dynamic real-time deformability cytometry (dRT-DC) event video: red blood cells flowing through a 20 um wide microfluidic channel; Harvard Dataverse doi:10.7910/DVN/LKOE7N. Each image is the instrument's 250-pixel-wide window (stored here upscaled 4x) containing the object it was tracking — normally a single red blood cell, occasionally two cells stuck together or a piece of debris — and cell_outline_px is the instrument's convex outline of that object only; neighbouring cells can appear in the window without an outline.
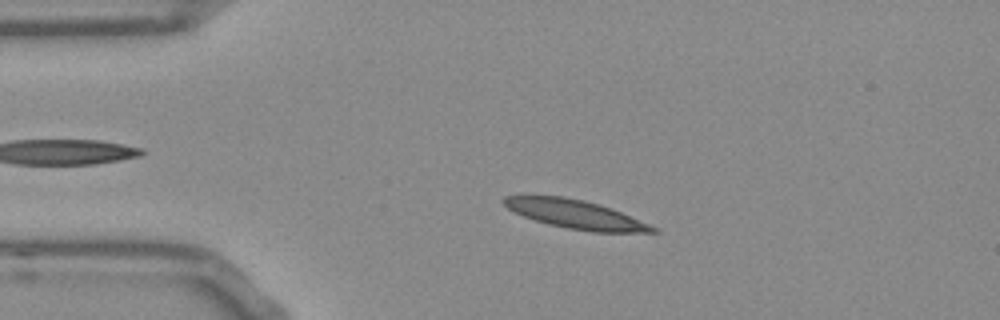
{"species": "Egyptian fruit bat (a non-hibernating species)", "species_latin": "Rousettus aegyptiacus", "temperature_condition": "room temperature", "stored_images_in_passage": 52, "camera_frame_rate_fps": 3000, "um_per_image_px": 0.085, "frame": {"image": 1, "passage_image": 10, "time_ms": 3.0, "image_size_px": [1000, 320], "cell_outline_px": [[660, 232], [592, 232], [568, 228], [548, 224], [524, 216], [508, 208], [500, 200], [504, 196], [520, 192], [564, 196], [584, 200], [620, 212], [648, 224], [656, 228]], "centroid_in_image_um": [48.74, 18.15], "position_along_channel_um": 36.3, "area_um2": 25.14}}
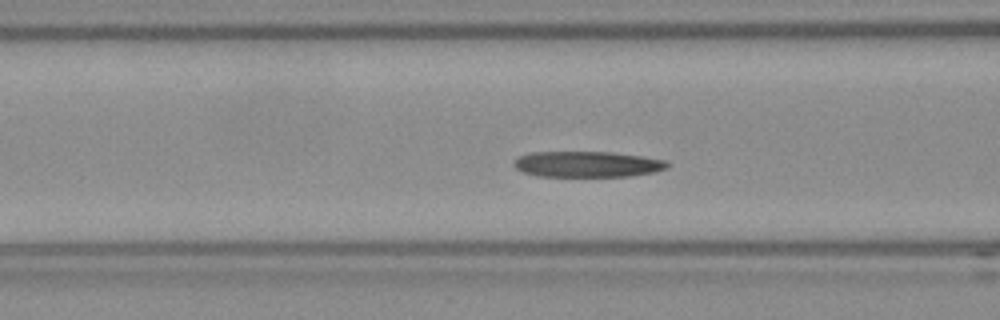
{"frame": {"image": 2, "passage_image": 19, "time_ms": 6.0, "image_size_px": [1000, 320], "cell_outline_px": [[668, 168], [656, 172], [628, 176], [536, 176], [520, 172], [512, 164], [520, 156], [528, 152], [612, 152], [668, 160]], "centroid_in_image_um": [49.91, 13.96], "position_along_channel_um": 116.7, "area_um2": 23.24}}
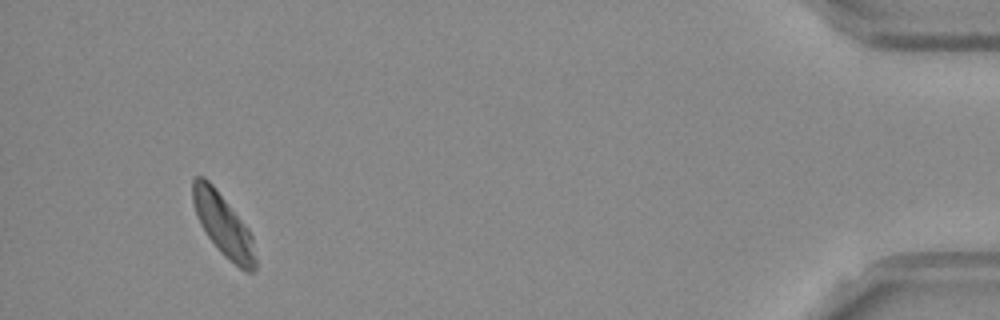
{"frame": {"image": 3, "passage_image": 49, "time_ms": 16.0, "image_size_px": [1000, 320], "cell_outline_px": [[256, 268], [252, 272], [244, 272], [224, 256], [220, 252], [208, 236], [200, 224], [192, 200], [192, 180], [196, 176], [204, 176], [212, 184], [248, 228], [252, 236], [256, 260]], "centroid_in_image_um": [18.98, 19.14], "position_along_channel_um": 416.2, "area_um2": 22.54}, "authors_computed_cell_mechanics": {"area_um2": 23.9292, "velocity_mm_per_s": 3.7443, "shape_relaxation_time_tau1_ms": 5.4688, "shape_relaxation_time_tau2_ms": 3.0, "deformation_change_tau1": 0.1571, "deformation_change_tau2": 0.0871}}